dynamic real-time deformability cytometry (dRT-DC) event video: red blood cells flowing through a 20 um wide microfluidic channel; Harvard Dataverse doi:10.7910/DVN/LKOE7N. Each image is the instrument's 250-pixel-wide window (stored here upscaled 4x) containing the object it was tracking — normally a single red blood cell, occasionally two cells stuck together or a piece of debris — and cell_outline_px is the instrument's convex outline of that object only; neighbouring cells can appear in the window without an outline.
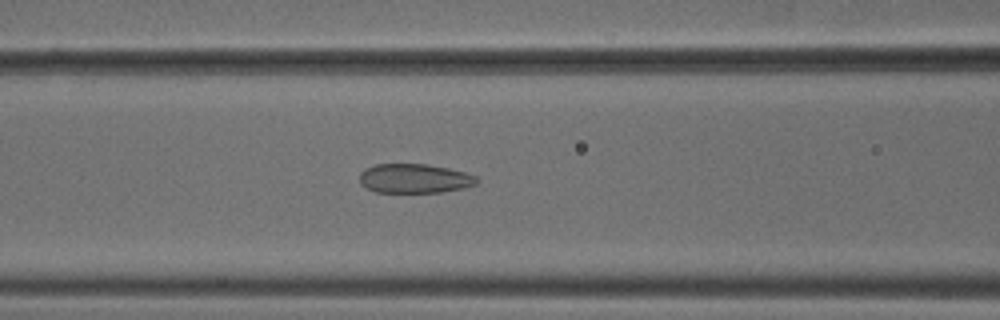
{"species": "common noctule bat (a hibernating species)", "species_latin": "Nyctalus noctula", "temperature_condition": "cold", "stored_images_in_passage": 53, "camera_frame_rate_fps": 3000, "um_per_image_px": 0.085, "animal": {"sex": "male", "body_mass_g": 18.8}, "frame": {"image": 1, "passage_image": 22, "time_ms": 7.0, "image_size_px": [1000, 320], "cell_outline_px": [[480, 180], [476, 184], [464, 188], [440, 192], [376, 192], [364, 188], [360, 184], [360, 172], [376, 164], [428, 164], [448, 168], [464, 172], [476, 176]], "centroid_in_image_um": [35.23, 15.17], "position_along_channel_um": 131.4, "area_um2": 20.06}}
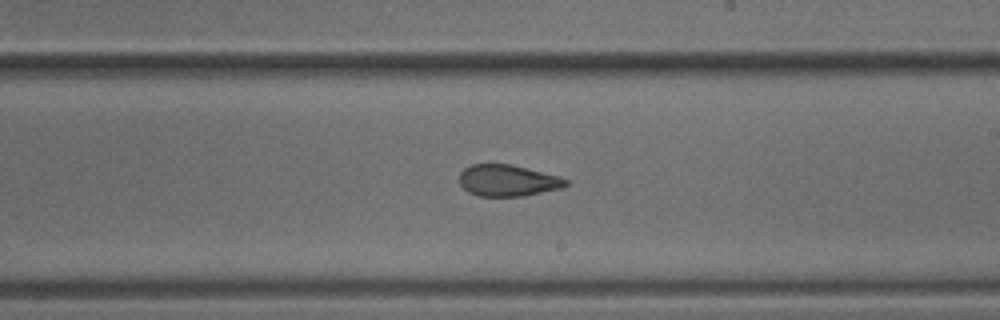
{"frame": {"image": 2, "passage_image": 31, "time_ms": 10.0, "image_size_px": [1000, 320], "cell_outline_px": [[568, 184], [564, 188], [524, 196], [480, 196], [468, 192], [460, 184], [460, 172], [464, 168], [472, 164], [512, 164], [560, 176], [568, 180]], "centroid_in_image_um": [43.19, 15.34], "position_along_channel_um": 245.8, "area_um2": 19.71}}
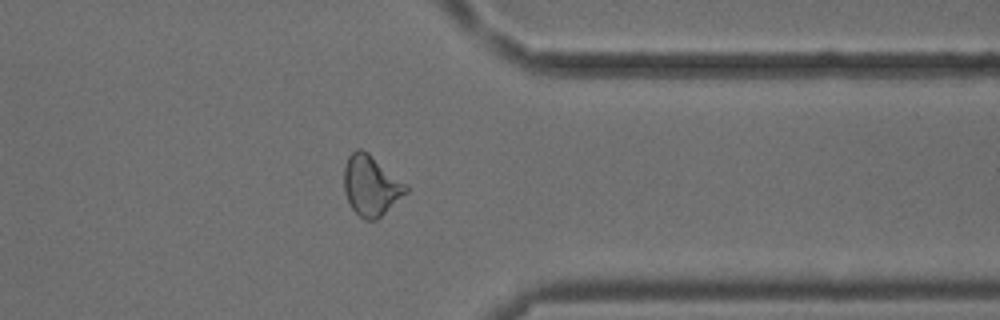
{"frame": {"image": 3, "passage_image": 42, "time_ms": 13.667, "image_size_px": [1000, 320], "cell_outline_px": [[408, 192], [376, 220], [364, 220], [352, 208], [344, 192], [344, 168], [348, 156], [356, 148], [360, 148], [368, 152], [408, 184]], "centroid_in_image_um": [31.55, 15.75], "position_along_channel_um": 379.9, "area_um2": 21.85}, "authors_computed_cell_mechanics": {"area_um2": 21.675, "velocity_mm_per_s": 3.8101, "shape_relaxation_time_tau1_ms": null, "shape_relaxation_time_tau2_ms": 1.6432, "deformation_change_tau1": null, "deformation_change_tau2": 0.0837}}